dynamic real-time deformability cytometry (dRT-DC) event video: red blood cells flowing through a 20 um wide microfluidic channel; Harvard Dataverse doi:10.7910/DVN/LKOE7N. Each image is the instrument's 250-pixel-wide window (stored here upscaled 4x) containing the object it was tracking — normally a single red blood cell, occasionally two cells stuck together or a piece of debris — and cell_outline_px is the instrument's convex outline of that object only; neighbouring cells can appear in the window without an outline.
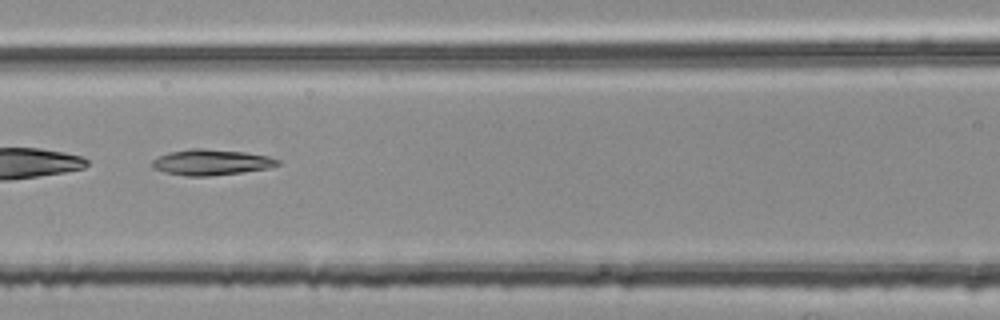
{"species": "common noctule bat (a hibernating species)", "species_latin": "Nyctalus noctula", "temperature_condition": "room temperature", "stored_images_in_passage": 48, "segment_of_instrument_passage": [2, 2], "camera_frame_rate_fps": 3000, "um_per_image_px": 0.085, "animal": {"sex": "female", "body_mass_g": 25.1}, "frame": {"image": 1, "passage_image": 19, "time_ms": 6.0, "image_size_px": [1000, 320], "cell_outline_px": [[280, 164], [268, 168], [240, 172], [208, 176], [188, 176], [164, 172], [152, 168], [152, 160], [168, 152], [192, 148], [204, 148], [244, 152], [268, 156], [280, 160]], "centroid_in_image_um": [17.93, 13.78], "position_along_channel_um": 148.7, "area_um2": 18.73}}
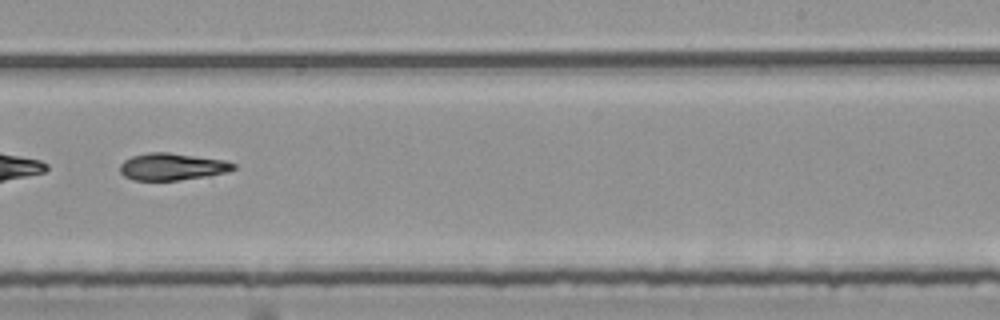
{"frame": {"image": 2, "passage_image": 29, "time_ms": 9.333, "image_size_px": [1000, 320], "cell_outline_px": [[236, 168], [228, 172], [204, 176], [176, 180], [132, 180], [124, 176], [120, 172], [120, 164], [124, 160], [132, 156], [148, 152], [168, 152], [224, 160], [236, 164]], "centroid_in_image_um": [14.61, 14.16], "position_along_channel_um": 274.4, "area_um2": 17.8}}
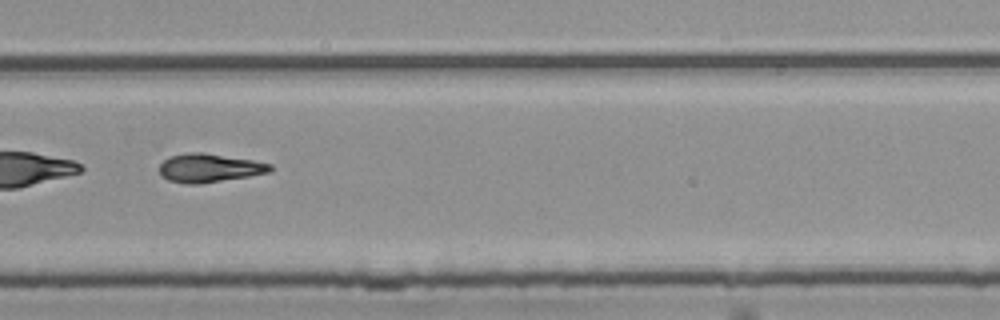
{"frame": {"image": 3, "passage_image": 32, "time_ms": 10.333, "image_size_px": [1000, 320], "cell_outline_px": [[272, 172], [200, 184], [188, 184], [168, 180], [160, 176], [160, 164], [168, 156], [188, 152], [204, 152], [252, 160], [272, 164]], "centroid_in_image_um": [17.77, 14.27], "position_along_channel_um": 312.0, "area_um2": 18.55}}